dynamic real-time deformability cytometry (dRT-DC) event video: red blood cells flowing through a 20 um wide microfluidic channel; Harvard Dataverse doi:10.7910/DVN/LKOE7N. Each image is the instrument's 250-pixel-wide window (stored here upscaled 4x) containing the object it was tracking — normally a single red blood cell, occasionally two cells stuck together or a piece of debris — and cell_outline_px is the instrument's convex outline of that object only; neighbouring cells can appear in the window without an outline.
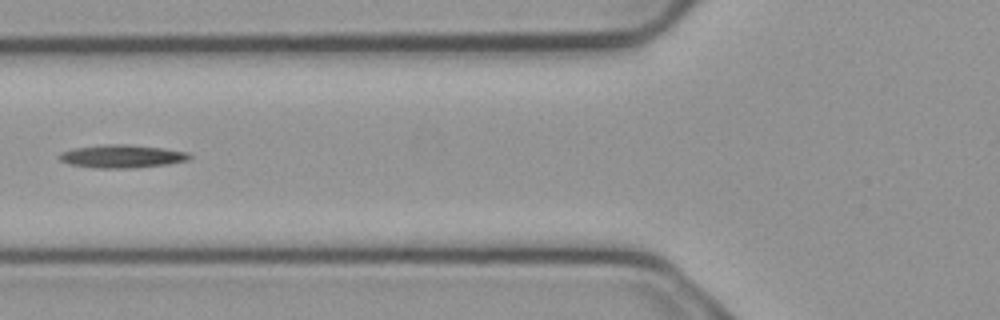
{"species": "common noctule bat (a hibernating species)", "species_latin": "Nyctalus noctula", "temperature_condition": "cold", "stored_images_in_passage": 2, "camera_frame_rate_fps": 3000, "um_per_image_px": 0.085, "animal": {"sex": "male", "body_mass_g": 23.1, "forearm_length_mm": 52.7}, "frame": {"image": 1, "passage_image": 2, "time_ms": 0.333, "image_size_px": [1000, 320], "cell_outline_px": [[192, 156], [188, 160], [168, 164], [136, 168], [96, 168], [68, 164], [60, 160], [56, 156], [60, 152], [72, 148], [104, 144], [128, 144], [164, 148], [188, 152]], "centroid_in_image_um": [10.33, 13.28], "position_along_channel_um": 115.5, "area_um2": 17.8}}